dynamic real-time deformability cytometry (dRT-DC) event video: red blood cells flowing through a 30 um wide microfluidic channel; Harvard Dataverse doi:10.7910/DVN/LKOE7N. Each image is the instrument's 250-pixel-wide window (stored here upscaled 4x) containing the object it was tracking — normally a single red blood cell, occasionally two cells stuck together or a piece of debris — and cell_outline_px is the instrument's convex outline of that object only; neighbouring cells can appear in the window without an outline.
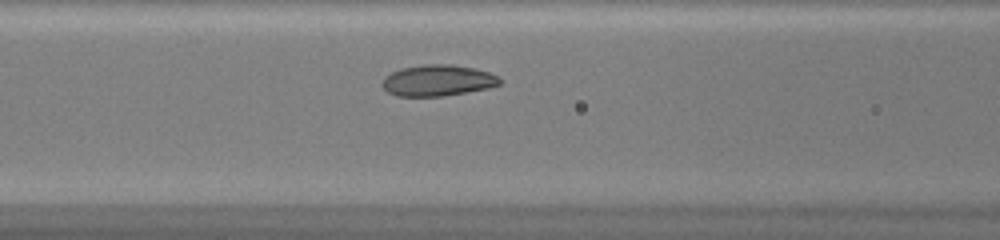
{"species": "common noctule bat (a hibernating species)", "species_latin": "Nyctalus noctula", "temperature_condition": "warm", "stored_images_in_passage": 33, "camera_frame_rate_fps": 3000, "um_per_image_px": 0.085, "animal": {"sex": "female", "body_mass_g": 20.0, "forearm_length_mm": 54.0}, "frame": {"image": 1, "passage_image": 10, "time_ms": 3.0, "image_size_px": [1000, 240], "cell_outline_px": [[500, 84], [488, 88], [444, 96], [396, 96], [388, 92], [380, 84], [384, 76], [400, 68], [424, 64], [448, 64], [476, 68], [500, 76]], "centroid_in_image_um": [37.19, 6.83], "position_along_channel_um": 129.4, "area_um2": 21.5}}
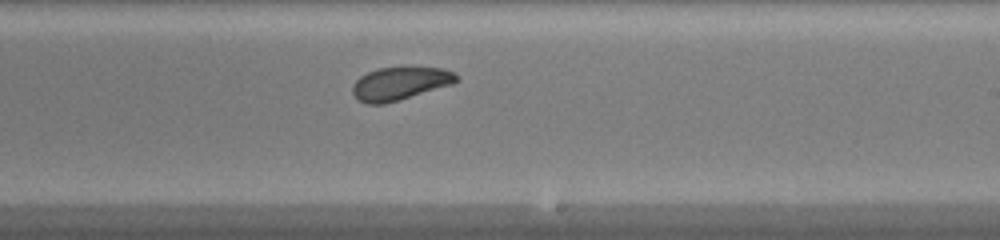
{"frame": {"image": 2, "passage_image": 19, "time_ms": 6.0, "image_size_px": [1000, 240], "cell_outline_px": [[456, 80], [452, 84], [384, 104], [368, 104], [360, 100], [352, 92], [352, 84], [360, 76], [376, 68], [444, 68], [452, 72], [456, 76]], "centroid_in_image_um": [33.94, 7.1], "position_along_channel_um": 255.1, "area_um2": 19.48}}
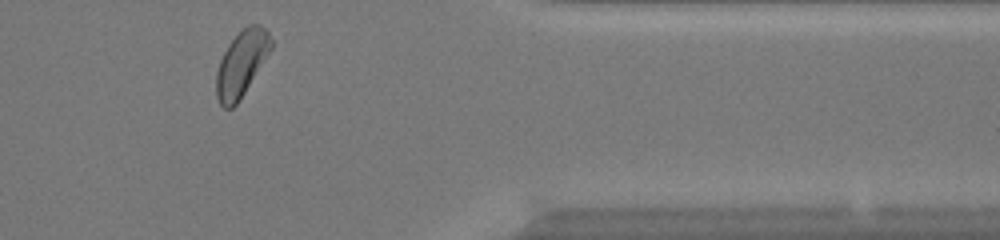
{"frame": {"image": 3, "passage_image": 30, "time_ms": 9.667, "image_size_px": [1000, 240], "cell_outline_px": [[272, 48], [244, 92], [236, 104], [232, 108], [224, 108], [220, 104], [216, 96], [216, 72], [220, 60], [228, 44], [248, 24], [260, 24], [268, 32], [272, 40]], "centroid_in_image_um": [20.51, 5.39], "position_along_channel_um": 390.9, "area_um2": 20.52}, "authors_computed_cell_mechanics": {"area_um2": 20.8658, "velocity_mm_per_s": 4.1994, "shape_relaxation_time_tau1_ms": 1.6275, "shape_relaxation_time_tau2_ms": 4.4171, "deformation_change_tau1": 0.0846, "deformation_change_tau2": 0.0946}}